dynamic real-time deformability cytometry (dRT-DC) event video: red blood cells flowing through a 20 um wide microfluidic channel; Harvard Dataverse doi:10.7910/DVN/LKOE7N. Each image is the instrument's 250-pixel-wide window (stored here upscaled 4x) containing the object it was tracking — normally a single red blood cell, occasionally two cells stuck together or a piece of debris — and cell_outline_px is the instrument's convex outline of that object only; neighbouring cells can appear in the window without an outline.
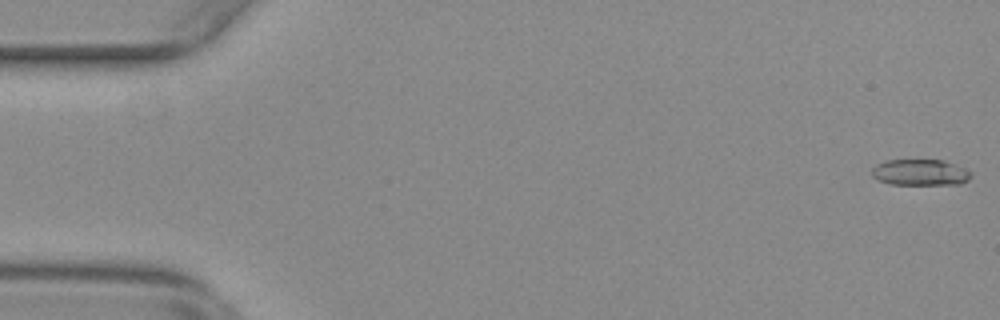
{"species": "common noctule bat (a hibernating species)", "species_latin": "Nyctalus noctula", "temperature_condition": "warm", "stored_images_in_passage": 55, "camera_frame_rate_fps": 3000, "um_per_image_px": 0.085, "animal": {"sex": "female", "body_mass_g": 29.2, "forearm_length_mm": 56.3}, "frame": {"image": 1, "passage_image": 1, "time_ms": 0.0, "image_size_px": [1000, 320], "cell_outline_px": [[972, 176], [968, 180], [960, 184], [892, 184], [880, 180], [872, 176], [872, 168], [876, 164], [884, 160], [944, 160], [964, 168], [972, 172]], "centroid_in_image_um": [78.23, 14.65], "position_along_channel_um": 6.8, "area_um2": 15.09}}
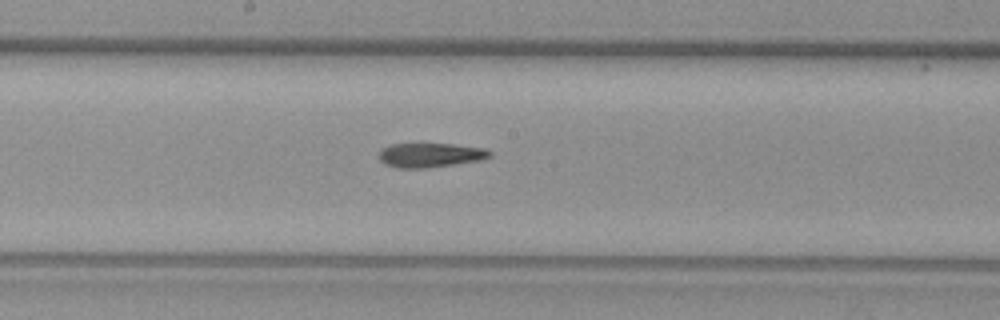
{"frame": {"image": 2, "passage_image": 29, "time_ms": 9.333, "image_size_px": [1000, 320], "cell_outline_px": [[492, 156], [480, 160], [424, 168], [396, 168], [384, 164], [380, 160], [380, 152], [384, 148], [392, 144], [452, 144], [484, 148], [492, 152]], "centroid_in_image_um": [36.58, 13.18], "position_along_channel_um": 211.6, "area_um2": 15.49}}
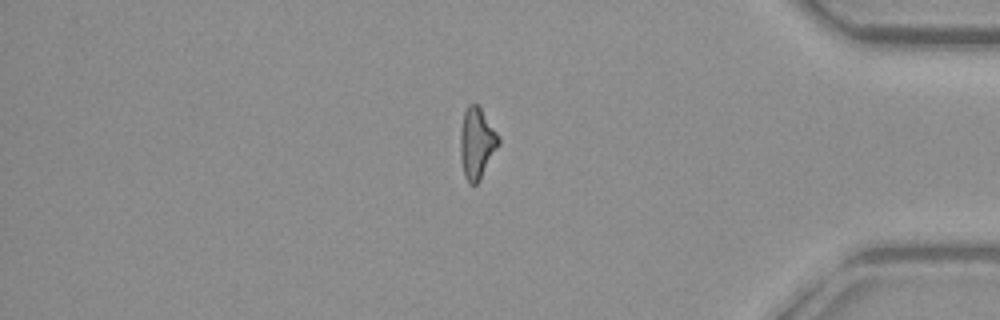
{"frame": {"image": 3, "passage_image": 46, "time_ms": 15.0, "image_size_px": [1000, 320], "cell_outline_px": [[500, 144], [480, 180], [476, 184], [468, 184], [464, 176], [460, 156], [460, 128], [464, 112], [468, 104], [476, 104], [480, 108], [496, 132], [500, 140]], "centroid_in_image_um": [40.51, 12.2], "position_along_channel_um": 394.7, "area_um2": 15.84}, "authors_computed_cell_mechanics": {"area_um2": 16.0684, "velocity_mm_per_s": 3.8034, "shape_relaxation_time_tau1_ms": null, "shape_relaxation_time_tau2_ms": 5.6411, "deformation_change_tau1": null, "deformation_change_tau2": 0.1977}}